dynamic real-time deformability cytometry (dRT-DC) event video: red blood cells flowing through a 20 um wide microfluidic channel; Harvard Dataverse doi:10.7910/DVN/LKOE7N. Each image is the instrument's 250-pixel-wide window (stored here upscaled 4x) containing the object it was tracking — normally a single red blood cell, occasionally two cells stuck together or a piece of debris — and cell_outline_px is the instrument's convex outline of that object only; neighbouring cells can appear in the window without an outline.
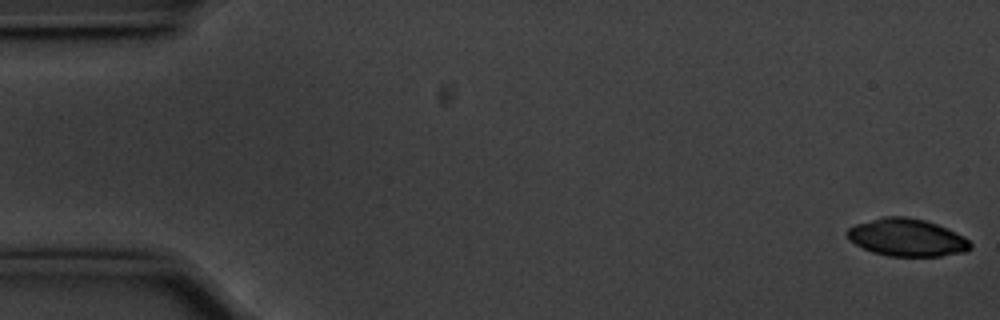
{"species": "common noctule bat (a hibernating species)", "species_latin": "Nyctalus noctula", "temperature_condition": "cold", "stored_images_in_passage": 57, "camera_frame_rate_fps": 3000, "um_per_image_px": 0.085, "animal": {"sex": "male", "body_mass_g": 20.1, "forearm_length_mm": 53.5}, "frame": {"image": 1, "passage_image": 1, "time_ms": 0.0, "image_size_px": [1000, 320], "cell_outline_px": [[972, 248], [964, 252], [940, 256], [888, 256], [872, 252], [848, 240], [844, 232], [848, 228], [856, 224], [884, 216], [908, 216], [924, 220], [936, 224], [956, 232], [964, 236], [972, 244]], "centroid_in_image_um": [77.07, 20.19], "position_along_channel_um": 7.9, "area_um2": 27.05}}
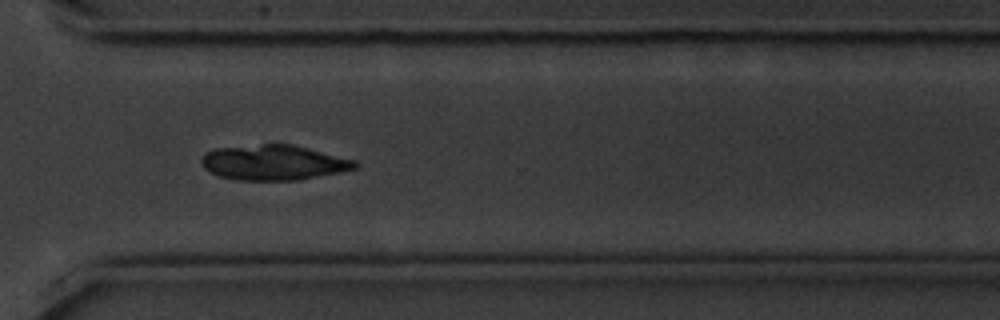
{"frame": {"image": 2, "passage_image": 41, "time_ms": 13.333, "image_size_px": [1000, 320], "cell_outline_px": [[356, 168], [300, 180], [236, 180], [220, 176], [204, 168], [200, 164], [200, 160], [204, 152], [216, 148], [264, 144], [292, 144], [356, 160]], "centroid_in_image_um": [23.21, 13.81], "position_along_channel_um": 347.4, "area_um2": 31.33}}
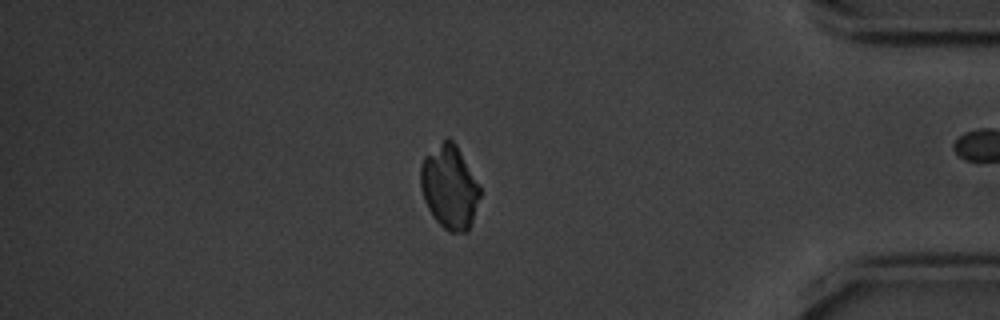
{"frame": {"image": 3, "passage_image": 48, "time_ms": 15.667, "image_size_px": [1000, 320], "cell_outline_px": [[480, 196], [468, 232], [448, 232], [432, 216], [424, 200], [420, 188], [420, 164], [424, 156], [448, 136], [456, 144], [480, 184]], "centroid_in_image_um": [38.2, 15.88], "position_along_channel_um": 397.0, "area_um2": 29.13}}